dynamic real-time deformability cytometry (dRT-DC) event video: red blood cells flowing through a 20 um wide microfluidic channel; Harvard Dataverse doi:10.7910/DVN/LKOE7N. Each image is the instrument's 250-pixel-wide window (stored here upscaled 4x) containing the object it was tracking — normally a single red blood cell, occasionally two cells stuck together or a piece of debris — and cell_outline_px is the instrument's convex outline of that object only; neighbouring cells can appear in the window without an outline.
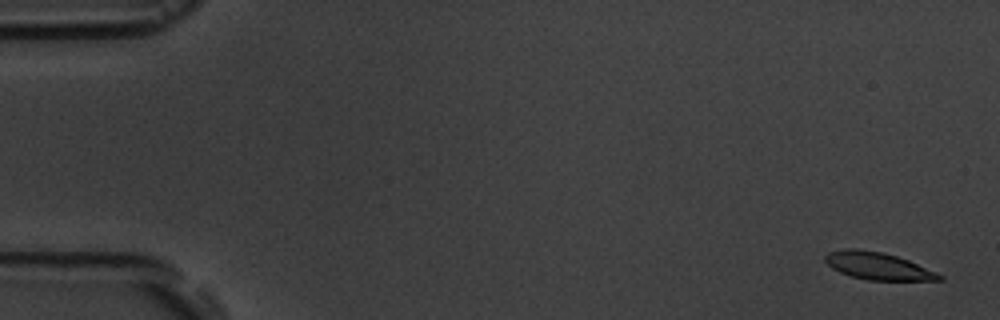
{"species": "common noctule bat (a hibernating species)", "species_latin": "Nyctalus noctula", "temperature_condition": "room temperature", "stored_images_in_passage": 6, "camera_frame_rate_fps": 3000, "um_per_image_px": 0.085, "animal": {"sex": "male", "body_mass_g": 19.5, "forearm_length_mm": 54.6}, "frame": {"image": 1, "passage_image": 1, "time_ms": 0.0, "image_size_px": [1000, 320], "cell_outline_px": [[944, 280], [868, 280], [852, 276], [840, 272], [832, 268], [824, 260], [824, 256], [828, 252], [844, 248], [856, 248], [880, 252], [896, 256], [908, 260], [936, 272], [944, 276]], "centroid_in_image_um": [74.6, 22.6], "position_along_channel_um": 10.4, "area_um2": 18.03}}
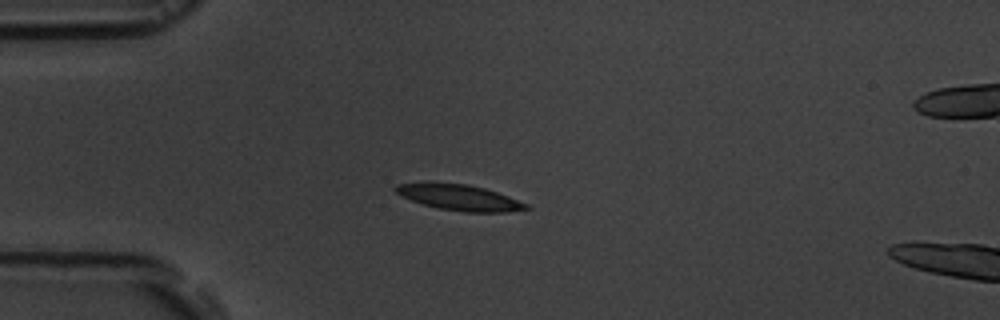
{"frame": {"image": 2, "passage_image": 5, "time_ms": 4.333, "image_size_px": [1000, 320], "cell_outline_px": [[532, 208], [508, 212], [464, 212], [440, 208], [424, 204], [400, 196], [392, 188], [396, 184], [428, 180], [468, 184], [484, 188], [508, 196], [528, 204]], "centroid_in_image_um": [38.98, 16.74], "position_along_channel_um": 46.0, "area_um2": 20.11}}